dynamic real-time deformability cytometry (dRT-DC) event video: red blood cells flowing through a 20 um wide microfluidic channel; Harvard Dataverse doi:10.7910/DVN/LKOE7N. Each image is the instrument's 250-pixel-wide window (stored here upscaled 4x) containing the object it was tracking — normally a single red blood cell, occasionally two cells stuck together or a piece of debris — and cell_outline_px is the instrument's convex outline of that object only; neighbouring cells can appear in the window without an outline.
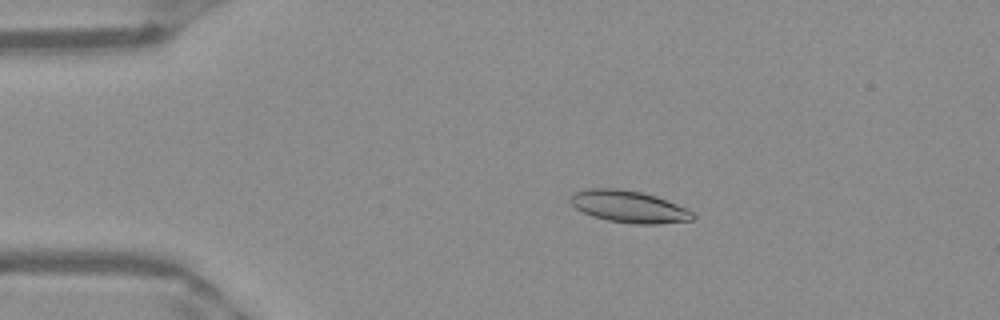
{"species": "Egyptian fruit bat (a non-hibernating species)", "species_latin": "Rousettus aegyptiacus", "temperature_condition": "warm", "stored_images_in_passage": 51, "camera_frame_rate_fps": 3000, "um_per_image_px": 0.085, "frame": {"image": 1, "passage_image": 10, "time_ms": 3.0, "image_size_px": [1000, 320], "cell_outline_px": [[696, 216], [692, 220], [656, 224], [636, 224], [608, 220], [592, 216], [576, 208], [568, 200], [576, 192], [588, 188], [620, 188], [640, 192], [656, 196], [688, 208]], "centroid_in_image_um": [53.48, 17.56], "position_along_channel_um": 31.5, "area_um2": 22.72}}
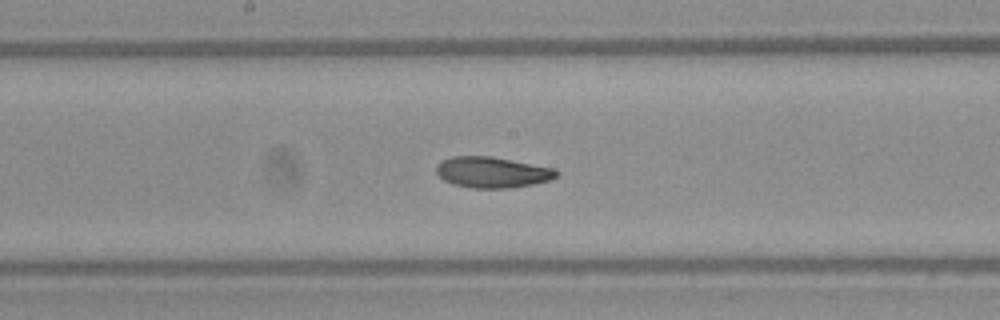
{"frame": {"image": 2, "passage_image": 27, "time_ms": 8.667, "image_size_px": [1000, 320], "cell_outline_px": [[560, 172], [556, 176], [548, 180], [532, 184], [508, 188], [472, 188], [452, 184], [444, 180], [436, 172], [436, 164], [452, 156], [492, 156], [552, 168]], "centroid_in_image_um": [41.8, 14.64], "position_along_channel_um": 206.4, "area_um2": 21.44}}
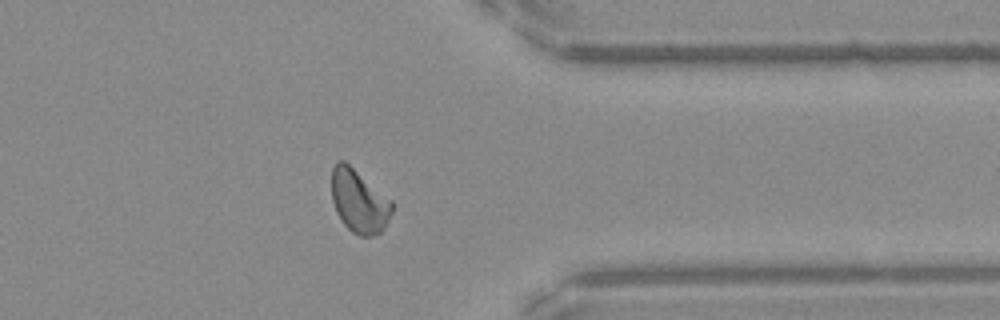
{"frame": {"image": 3, "passage_image": 41, "time_ms": 13.333, "image_size_px": [1000, 320], "cell_outline_px": [[392, 212], [388, 220], [380, 232], [372, 236], [360, 236], [352, 232], [344, 224], [336, 212], [332, 200], [332, 168], [336, 160], [344, 160], [392, 200]], "centroid_in_image_um": [30.5, 17.09], "position_along_channel_um": 380.9, "area_um2": 22.14}, "authors_computed_cell_mechanics": {"area_um2": 21.7328, "velocity_mm_per_s": 3.9463, "shape_relaxation_time_tau1_ms": 8.6978, "shape_relaxation_time_tau2_ms": 3.1168, "deformation_change_tau1": 0.2001, "deformation_change_tau2": 0.0882}}